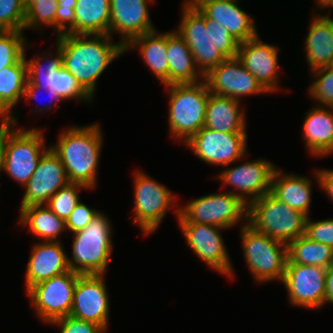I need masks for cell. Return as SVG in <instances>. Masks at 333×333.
<instances>
[{
	"label": "cell",
	"mask_w": 333,
	"mask_h": 333,
	"mask_svg": "<svg viewBox=\"0 0 333 333\" xmlns=\"http://www.w3.org/2000/svg\"><path fill=\"white\" fill-rule=\"evenodd\" d=\"M315 2L316 4H318V9L320 10L324 11L327 8V11H329L333 8V0H315Z\"/></svg>",
	"instance_id": "7dc6e473"
},
{
	"label": "cell",
	"mask_w": 333,
	"mask_h": 333,
	"mask_svg": "<svg viewBox=\"0 0 333 333\" xmlns=\"http://www.w3.org/2000/svg\"><path fill=\"white\" fill-rule=\"evenodd\" d=\"M23 0H0V31H24Z\"/></svg>",
	"instance_id": "74e56055"
},
{
	"label": "cell",
	"mask_w": 333,
	"mask_h": 333,
	"mask_svg": "<svg viewBox=\"0 0 333 333\" xmlns=\"http://www.w3.org/2000/svg\"><path fill=\"white\" fill-rule=\"evenodd\" d=\"M314 178L323 193L333 201V169H317L314 171Z\"/></svg>",
	"instance_id": "ee69618b"
},
{
	"label": "cell",
	"mask_w": 333,
	"mask_h": 333,
	"mask_svg": "<svg viewBox=\"0 0 333 333\" xmlns=\"http://www.w3.org/2000/svg\"><path fill=\"white\" fill-rule=\"evenodd\" d=\"M155 0H110V36L120 34L125 47L134 37L156 30L148 5Z\"/></svg>",
	"instance_id": "44dd1931"
},
{
	"label": "cell",
	"mask_w": 333,
	"mask_h": 333,
	"mask_svg": "<svg viewBox=\"0 0 333 333\" xmlns=\"http://www.w3.org/2000/svg\"><path fill=\"white\" fill-rule=\"evenodd\" d=\"M57 8V0H36L26 9L24 30H42L43 26H49L54 29L56 36Z\"/></svg>",
	"instance_id": "e575fe53"
},
{
	"label": "cell",
	"mask_w": 333,
	"mask_h": 333,
	"mask_svg": "<svg viewBox=\"0 0 333 333\" xmlns=\"http://www.w3.org/2000/svg\"><path fill=\"white\" fill-rule=\"evenodd\" d=\"M307 216L278 200L270 192L248 205V224L284 244L305 234Z\"/></svg>",
	"instance_id": "8992f818"
},
{
	"label": "cell",
	"mask_w": 333,
	"mask_h": 333,
	"mask_svg": "<svg viewBox=\"0 0 333 333\" xmlns=\"http://www.w3.org/2000/svg\"><path fill=\"white\" fill-rule=\"evenodd\" d=\"M166 54L169 62V85L192 84L204 80L194 62L192 51L175 30L167 32Z\"/></svg>",
	"instance_id": "f546056e"
},
{
	"label": "cell",
	"mask_w": 333,
	"mask_h": 333,
	"mask_svg": "<svg viewBox=\"0 0 333 333\" xmlns=\"http://www.w3.org/2000/svg\"><path fill=\"white\" fill-rule=\"evenodd\" d=\"M32 246L25 271L26 291L41 281L70 271L61 241H42Z\"/></svg>",
	"instance_id": "7402d4cb"
},
{
	"label": "cell",
	"mask_w": 333,
	"mask_h": 333,
	"mask_svg": "<svg viewBox=\"0 0 333 333\" xmlns=\"http://www.w3.org/2000/svg\"><path fill=\"white\" fill-rule=\"evenodd\" d=\"M76 34L110 35V0H77Z\"/></svg>",
	"instance_id": "1f68e13d"
},
{
	"label": "cell",
	"mask_w": 333,
	"mask_h": 333,
	"mask_svg": "<svg viewBox=\"0 0 333 333\" xmlns=\"http://www.w3.org/2000/svg\"><path fill=\"white\" fill-rule=\"evenodd\" d=\"M189 7H196L200 3H208L211 1H221V0H183Z\"/></svg>",
	"instance_id": "c3c4849f"
},
{
	"label": "cell",
	"mask_w": 333,
	"mask_h": 333,
	"mask_svg": "<svg viewBox=\"0 0 333 333\" xmlns=\"http://www.w3.org/2000/svg\"><path fill=\"white\" fill-rule=\"evenodd\" d=\"M79 275L70 270L41 281L26 291L39 321L49 325L70 314L73 291Z\"/></svg>",
	"instance_id": "7c38bea8"
},
{
	"label": "cell",
	"mask_w": 333,
	"mask_h": 333,
	"mask_svg": "<svg viewBox=\"0 0 333 333\" xmlns=\"http://www.w3.org/2000/svg\"><path fill=\"white\" fill-rule=\"evenodd\" d=\"M233 98L210 93L204 126L223 133H247L246 111Z\"/></svg>",
	"instance_id": "484cf974"
},
{
	"label": "cell",
	"mask_w": 333,
	"mask_h": 333,
	"mask_svg": "<svg viewBox=\"0 0 333 333\" xmlns=\"http://www.w3.org/2000/svg\"><path fill=\"white\" fill-rule=\"evenodd\" d=\"M58 326L59 333H106L107 331L100 325L76 319L70 315L58 318L50 323V326Z\"/></svg>",
	"instance_id": "ab89813d"
},
{
	"label": "cell",
	"mask_w": 333,
	"mask_h": 333,
	"mask_svg": "<svg viewBox=\"0 0 333 333\" xmlns=\"http://www.w3.org/2000/svg\"><path fill=\"white\" fill-rule=\"evenodd\" d=\"M204 80L210 93L238 101L245 96L268 94L237 57L227 58L205 75Z\"/></svg>",
	"instance_id": "ac0fdd59"
},
{
	"label": "cell",
	"mask_w": 333,
	"mask_h": 333,
	"mask_svg": "<svg viewBox=\"0 0 333 333\" xmlns=\"http://www.w3.org/2000/svg\"><path fill=\"white\" fill-rule=\"evenodd\" d=\"M19 210L18 224L28 228L31 234L42 241H60L61 234L67 231L66 222L45 204L31 205Z\"/></svg>",
	"instance_id": "4dcf8cb0"
},
{
	"label": "cell",
	"mask_w": 333,
	"mask_h": 333,
	"mask_svg": "<svg viewBox=\"0 0 333 333\" xmlns=\"http://www.w3.org/2000/svg\"><path fill=\"white\" fill-rule=\"evenodd\" d=\"M68 178L60 158L49 148L39 160L38 166L23 187L21 208L43 205L51 196L68 183Z\"/></svg>",
	"instance_id": "ffe728a7"
},
{
	"label": "cell",
	"mask_w": 333,
	"mask_h": 333,
	"mask_svg": "<svg viewBox=\"0 0 333 333\" xmlns=\"http://www.w3.org/2000/svg\"><path fill=\"white\" fill-rule=\"evenodd\" d=\"M100 123L68 126L59 132L55 144L50 145L60 158L68 181L80 183L89 190L98 185V168L104 135Z\"/></svg>",
	"instance_id": "3957f363"
},
{
	"label": "cell",
	"mask_w": 333,
	"mask_h": 333,
	"mask_svg": "<svg viewBox=\"0 0 333 333\" xmlns=\"http://www.w3.org/2000/svg\"><path fill=\"white\" fill-rule=\"evenodd\" d=\"M27 35L18 31H0V70L18 63L30 46Z\"/></svg>",
	"instance_id": "836d02e7"
},
{
	"label": "cell",
	"mask_w": 333,
	"mask_h": 333,
	"mask_svg": "<svg viewBox=\"0 0 333 333\" xmlns=\"http://www.w3.org/2000/svg\"><path fill=\"white\" fill-rule=\"evenodd\" d=\"M169 97L168 125L171 139L184 145L204 127L206 106L210 95L205 80L192 84L164 86Z\"/></svg>",
	"instance_id": "277c9868"
},
{
	"label": "cell",
	"mask_w": 333,
	"mask_h": 333,
	"mask_svg": "<svg viewBox=\"0 0 333 333\" xmlns=\"http://www.w3.org/2000/svg\"><path fill=\"white\" fill-rule=\"evenodd\" d=\"M57 3L56 36L66 33L76 34V17L74 7L77 0H57Z\"/></svg>",
	"instance_id": "f35d334b"
},
{
	"label": "cell",
	"mask_w": 333,
	"mask_h": 333,
	"mask_svg": "<svg viewBox=\"0 0 333 333\" xmlns=\"http://www.w3.org/2000/svg\"><path fill=\"white\" fill-rule=\"evenodd\" d=\"M36 0H23V5H24V8L25 10L35 2Z\"/></svg>",
	"instance_id": "681fc988"
},
{
	"label": "cell",
	"mask_w": 333,
	"mask_h": 333,
	"mask_svg": "<svg viewBox=\"0 0 333 333\" xmlns=\"http://www.w3.org/2000/svg\"><path fill=\"white\" fill-rule=\"evenodd\" d=\"M247 133H223L203 127L185 144L206 164L227 167L247 155Z\"/></svg>",
	"instance_id": "4fadbf2b"
},
{
	"label": "cell",
	"mask_w": 333,
	"mask_h": 333,
	"mask_svg": "<svg viewBox=\"0 0 333 333\" xmlns=\"http://www.w3.org/2000/svg\"><path fill=\"white\" fill-rule=\"evenodd\" d=\"M325 267L287 263L282 283L292 306L318 310L323 307L326 287Z\"/></svg>",
	"instance_id": "2e32d148"
},
{
	"label": "cell",
	"mask_w": 333,
	"mask_h": 333,
	"mask_svg": "<svg viewBox=\"0 0 333 333\" xmlns=\"http://www.w3.org/2000/svg\"><path fill=\"white\" fill-rule=\"evenodd\" d=\"M27 64L23 57L18 63L0 70V121L18 125L14 109L24 96L27 82Z\"/></svg>",
	"instance_id": "f1b7e54d"
},
{
	"label": "cell",
	"mask_w": 333,
	"mask_h": 333,
	"mask_svg": "<svg viewBox=\"0 0 333 333\" xmlns=\"http://www.w3.org/2000/svg\"><path fill=\"white\" fill-rule=\"evenodd\" d=\"M55 47L54 54L48 52L47 56H43L42 53H39L29 60H27L26 53H24L28 80L39 86L40 89L55 91L62 100L75 99L85 103H93L94 99L80 86L76 78L62 66V51L57 45ZM44 60L46 63L43 64Z\"/></svg>",
	"instance_id": "8fae6325"
},
{
	"label": "cell",
	"mask_w": 333,
	"mask_h": 333,
	"mask_svg": "<svg viewBox=\"0 0 333 333\" xmlns=\"http://www.w3.org/2000/svg\"><path fill=\"white\" fill-rule=\"evenodd\" d=\"M43 133L44 130L38 127L15 129L14 125L5 121L4 173L23 187L36 170L42 155L50 148L45 146Z\"/></svg>",
	"instance_id": "9c48e42d"
},
{
	"label": "cell",
	"mask_w": 333,
	"mask_h": 333,
	"mask_svg": "<svg viewBox=\"0 0 333 333\" xmlns=\"http://www.w3.org/2000/svg\"><path fill=\"white\" fill-rule=\"evenodd\" d=\"M125 53L137 49L151 73L164 86L169 85V62L167 58V32L154 30L134 37L125 47Z\"/></svg>",
	"instance_id": "4316f807"
},
{
	"label": "cell",
	"mask_w": 333,
	"mask_h": 333,
	"mask_svg": "<svg viewBox=\"0 0 333 333\" xmlns=\"http://www.w3.org/2000/svg\"><path fill=\"white\" fill-rule=\"evenodd\" d=\"M100 212L80 201L66 221V230L70 233L83 230Z\"/></svg>",
	"instance_id": "b9f144b4"
},
{
	"label": "cell",
	"mask_w": 333,
	"mask_h": 333,
	"mask_svg": "<svg viewBox=\"0 0 333 333\" xmlns=\"http://www.w3.org/2000/svg\"><path fill=\"white\" fill-rule=\"evenodd\" d=\"M246 266L255 282L282 281L288 260L287 244L256 231L248 223L240 227Z\"/></svg>",
	"instance_id": "52a82bcc"
},
{
	"label": "cell",
	"mask_w": 333,
	"mask_h": 333,
	"mask_svg": "<svg viewBox=\"0 0 333 333\" xmlns=\"http://www.w3.org/2000/svg\"><path fill=\"white\" fill-rule=\"evenodd\" d=\"M5 165V121H0V176Z\"/></svg>",
	"instance_id": "bcb514c9"
},
{
	"label": "cell",
	"mask_w": 333,
	"mask_h": 333,
	"mask_svg": "<svg viewBox=\"0 0 333 333\" xmlns=\"http://www.w3.org/2000/svg\"><path fill=\"white\" fill-rule=\"evenodd\" d=\"M302 135L311 157L333 154V107L314 105L303 118Z\"/></svg>",
	"instance_id": "cb8c5ba5"
},
{
	"label": "cell",
	"mask_w": 333,
	"mask_h": 333,
	"mask_svg": "<svg viewBox=\"0 0 333 333\" xmlns=\"http://www.w3.org/2000/svg\"><path fill=\"white\" fill-rule=\"evenodd\" d=\"M84 189L89 190L83 184L68 182L57 193L51 196L45 205L66 222L71 212L81 201L79 191Z\"/></svg>",
	"instance_id": "d590c367"
},
{
	"label": "cell",
	"mask_w": 333,
	"mask_h": 333,
	"mask_svg": "<svg viewBox=\"0 0 333 333\" xmlns=\"http://www.w3.org/2000/svg\"><path fill=\"white\" fill-rule=\"evenodd\" d=\"M312 73L313 81L308 95L316 105L333 107V66L317 69Z\"/></svg>",
	"instance_id": "8d00e7d4"
},
{
	"label": "cell",
	"mask_w": 333,
	"mask_h": 333,
	"mask_svg": "<svg viewBox=\"0 0 333 333\" xmlns=\"http://www.w3.org/2000/svg\"><path fill=\"white\" fill-rule=\"evenodd\" d=\"M178 224L186 244L201 261L217 273L234 279V267L220 232L223 228L210 224Z\"/></svg>",
	"instance_id": "5bb4252c"
},
{
	"label": "cell",
	"mask_w": 333,
	"mask_h": 333,
	"mask_svg": "<svg viewBox=\"0 0 333 333\" xmlns=\"http://www.w3.org/2000/svg\"><path fill=\"white\" fill-rule=\"evenodd\" d=\"M279 48L276 45L265 43L259 34L243 43H239L237 58L244 67L256 77L260 85L268 92L279 91V72L281 67L278 64Z\"/></svg>",
	"instance_id": "d6986e66"
},
{
	"label": "cell",
	"mask_w": 333,
	"mask_h": 333,
	"mask_svg": "<svg viewBox=\"0 0 333 333\" xmlns=\"http://www.w3.org/2000/svg\"><path fill=\"white\" fill-rule=\"evenodd\" d=\"M105 274H80L73 291L70 316L94 322L106 331L109 326V294Z\"/></svg>",
	"instance_id": "e0dca14e"
},
{
	"label": "cell",
	"mask_w": 333,
	"mask_h": 333,
	"mask_svg": "<svg viewBox=\"0 0 333 333\" xmlns=\"http://www.w3.org/2000/svg\"><path fill=\"white\" fill-rule=\"evenodd\" d=\"M112 39L109 34L56 36L55 45L62 51V66L93 99L98 78L112 61L125 54L122 43H114Z\"/></svg>",
	"instance_id": "6da1fadb"
},
{
	"label": "cell",
	"mask_w": 333,
	"mask_h": 333,
	"mask_svg": "<svg viewBox=\"0 0 333 333\" xmlns=\"http://www.w3.org/2000/svg\"><path fill=\"white\" fill-rule=\"evenodd\" d=\"M305 235L333 248V218L312 221L307 217Z\"/></svg>",
	"instance_id": "60d3db41"
},
{
	"label": "cell",
	"mask_w": 333,
	"mask_h": 333,
	"mask_svg": "<svg viewBox=\"0 0 333 333\" xmlns=\"http://www.w3.org/2000/svg\"><path fill=\"white\" fill-rule=\"evenodd\" d=\"M327 303H330L333 306V265L327 268L326 271V287L323 306Z\"/></svg>",
	"instance_id": "f6af8a7d"
},
{
	"label": "cell",
	"mask_w": 333,
	"mask_h": 333,
	"mask_svg": "<svg viewBox=\"0 0 333 333\" xmlns=\"http://www.w3.org/2000/svg\"><path fill=\"white\" fill-rule=\"evenodd\" d=\"M312 179L309 177L285 173L276 168L271 181L270 193L289 207L310 215L312 202Z\"/></svg>",
	"instance_id": "83f0119b"
},
{
	"label": "cell",
	"mask_w": 333,
	"mask_h": 333,
	"mask_svg": "<svg viewBox=\"0 0 333 333\" xmlns=\"http://www.w3.org/2000/svg\"><path fill=\"white\" fill-rule=\"evenodd\" d=\"M177 220V223L210 224L224 230L238 223L241 227L248 223V205L228 191L211 193L179 206Z\"/></svg>",
	"instance_id": "30bf717a"
},
{
	"label": "cell",
	"mask_w": 333,
	"mask_h": 333,
	"mask_svg": "<svg viewBox=\"0 0 333 333\" xmlns=\"http://www.w3.org/2000/svg\"><path fill=\"white\" fill-rule=\"evenodd\" d=\"M311 15L310 27L304 41L306 62L309 70L333 66V17L331 15Z\"/></svg>",
	"instance_id": "d4e9b609"
},
{
	"label": "cell",
	"mask_w": 333,
	"mask_h": 333,
	"mask_svg": "<svg viewBox=\"0 0 333 333\" xmlns=\"http://www.w3.org/2000/svg\"><path fill=\"white\" fill-rule=\"evenodd\" d=\"M133 175L134 210L132 214L134 217L132 222H135L134 225L137 224L146 236L158 230L171 208L178 218L180 205H177L175 200L177 196L170 189L145 172L136 170Z\"/></svg>",
	"instance_id": "ba28073f"
},
{
	"label": "cell",
	"mask_w": 333,
	"mask_h": 333,
	"mask_svg": "<svg viewBox=\"0 0 333 333\" xmlns=\"http://www.w3.org/2000/svg\"><path fill=\"white\" fill-rule=\"evenodd\" d=\"M41 91L47 93L49 95V97L51 98L50 101L47 104H44L42 106H39V108H34V112L37 114L38 112L40 113H44L47 112L49 110H51L53 108V106H57L59 101H62V99L58 96V94L53 91V90H48V89H40L39 86L31 83L28 79L26 82V86H25V90H24V96L27 100H29V102L34 99H39L37 98L39 93H41ZM42 94V93H41Z\"/></svg>",
	"instance_id": "7bdbcfd3"
},
{
	"label": "cell",
	"mask_w": 333,
	"mask_h": 333,
	"mask_svg": "<svg viewBox=\"0 0 333 333\" xmlns=\"http://www.w3.org/2000/svg\"><path fill=\"white\" fill-rule=\"evenodd\" d=\"M277 166L268 159L244 161L242 164L225 168L216 175L223 185L232 187L228 190L240 197L247 205L255 199L269 193L272 176Z\"/></svg>",
	"instance_id": "9a60e30c"
},
{
	"label": "cell",
	"mask_w": 333,
	"mask_h": 333,
	"mask_svg": "<svg viewBox=\"0 0 333 333\" xmlns=\"http://www.w3.org/2000/svg\"><path fill=\"white\" fill-rule=\"evenodd\" d=\"M182 14L175 31L192 51L203 76L227 58L237 57L239 42L219 22L206 17L198 8L182 2Z\"/></svg>",
	"instance_id": "7a4b0ae2"
},
{
	"label": "cell",
	"mask_w": 333,
	"mask_h": 333,
	"mask_svg": "<svg viewBox=\"0 0 333 333\" xmlns=\"http://www.w3.org/2000/svg\"><path fill=\"white\" fill-rule=\"evenodd\" d=\"M287 263L325 267L333 265V248L305 234L287 245Z\"/></svg>",
	"instance_id": "d6a6232c"
},
{
	"label": "cell",
	"mask_w": 333,
	"mask_h": 333,
	"mask_svg": "<svg viewBox=\"0 0 333 333\" xmlns=\"http://www.w3.org/2000/svg\"><path fill=\"white\" fill-rule=\"evenodd\" d=\"M112 224L100 212L83 230L72 233L70 270L79 274H106L113 253Z\"/></svg>",
	"instance_id": "5b68a950"
},
{
	"label": "cell",
	"mask_w": 333,
	"mask_h": 333,
	"mask_svg": "<svg viewBox=\"0 0 333 333\" xmlns=\"http://www.w3.org/2000/svg\"><path fill=\"white\" fill-rule=\"evenodd\" d=\"M239 0H221L196 6L206 17L219 22L239 43L258 35L254 17L238 5Z\"/></svg>",
	"instance_id": "603a6c76"
}]
</instances>
